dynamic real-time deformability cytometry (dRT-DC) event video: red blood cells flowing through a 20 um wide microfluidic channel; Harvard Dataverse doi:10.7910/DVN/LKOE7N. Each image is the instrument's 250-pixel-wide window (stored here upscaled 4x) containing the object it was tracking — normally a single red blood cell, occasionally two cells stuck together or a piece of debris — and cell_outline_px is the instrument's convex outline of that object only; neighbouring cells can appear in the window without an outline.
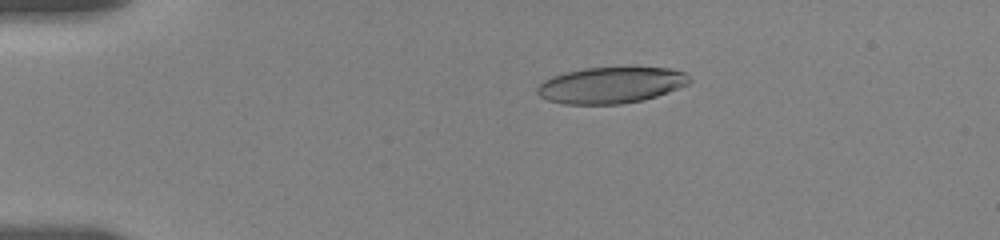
{"species": "human", "species_latin": "Homo sapiens", "temperature_condition": "room temperature", "stored_images_in_passage": 19, "camera_frame_rate_fps": 3000, "um_per_image_px": 0.085, "donor": {"sex": "female"}, "frame": {"image": 1, "passage_image": 10, "time_ms": 3.667, "image_size_px": [1000, 240], "cell_outline_px": [[692, 80], [688, 84], [668, 92], [644, 100], [620, 104], [564, 104], [548, 100], [540, 96], [536, 92], [536, 88], [544, 80], [552, 76], [564, 72], [584, 68], [628, 64], [636, 64], [668, 68], [684, 72]], "centroid_in_image_um": [51.97, 7.18], "position_along_channel_um": 33.0, "area_um2": 33.35}}
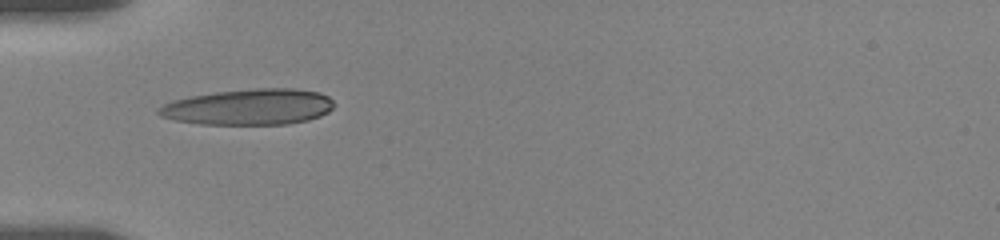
{"frame": {"image": 2, "passage_image": 18, "time_ms": 6.0, "image_size_px": [1000, 240], "cell_outline_px": [[336, 104], [328, 112], [320, 116], [308, 120], [288, 124], [200, 124], [172, 120], [160, 116], [156, 112], [156, 108], [172, 100], [192, 96], [216, 92], [256, 88], [296, 88], [320, 92], [328, 96]], "centroid_in_image_um": [21.16, 9.09], "position_along_channel_um": 63.8, "area_um2": 36.99}}